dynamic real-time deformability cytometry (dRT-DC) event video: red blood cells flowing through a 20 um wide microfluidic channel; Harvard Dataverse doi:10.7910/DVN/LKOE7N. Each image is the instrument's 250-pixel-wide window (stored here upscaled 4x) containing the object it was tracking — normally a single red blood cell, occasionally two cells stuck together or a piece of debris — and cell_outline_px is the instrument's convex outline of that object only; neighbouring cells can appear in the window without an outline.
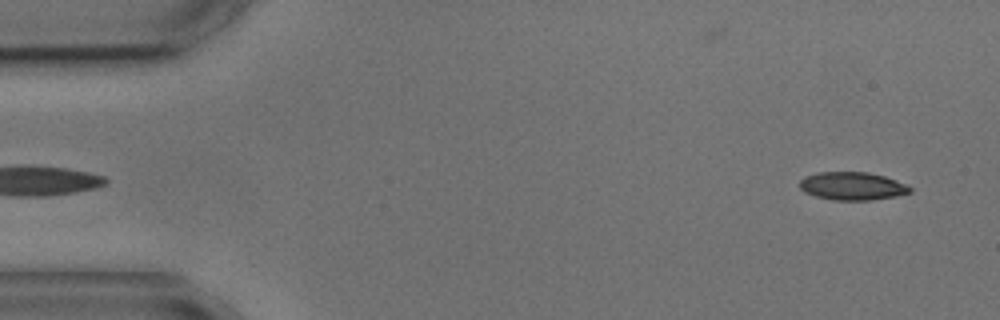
{"species": "common noctule bat (a hibernating species)", "species_latin": "Nyctalus noctula", "temperature_condition": "cold", "stored_images_in_passage": 5, "segment_of_instrument_passage": [2, 2], "camera_frame_rate_fps": 3000, "um_per_image_px": 0.085, "animal": {"sex": "male", "body_mass_g": 17.9, "forearm_length_mm": 54.2}, "frame": {"image": 1, "passage_image": 5, "time_ms": 5.667, "image_size_px": [1000, 320], "cell_outline_px": [[912, 192], [896, 196], [872, 200], [832, 200], [816, 196], [804, 192], [800, 188], [800, 180], [804, 176], [816, 172], [868, 172], [884, 176], [908, 184], [912, 188]], "centroid_in_image_um": [72.46, 15.81], "position_along_channel_um": 12.5, "area_um2": 18.21}}